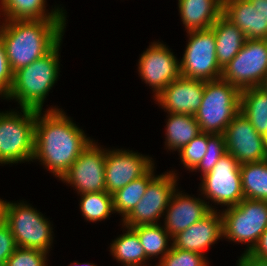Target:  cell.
<instances>
[{"label":"cell","mask_w":267,"mask_h":266,"mask_svg":"<svg viewBox=\"0 0 267 266\" xmlns=\"http://www.w3.org/2000/svg\"><path fill=\"white\" fill-rule=\"evenodd\" d=\"M44 112L37 110L32 162L40 160L61 180L93 140L62 109L54 107Z\"/></svg>","instance_id":"cell-1"},{"label":"cell","mask_w":267,"mask_h":266,"mask_svg":"<svg viewBox=\"0 0 267 266\" xmlns=\"http://www.w3.org/2000/svg\"><path fill=\"white\" fill-rule=\"evenodd\" d=\"M4 21L0 39L13 73L48 54L62 41L66 28V20Z\"/></svg>","instance_id":"cell-2"},{"label":"cell","mask_w":267,"mask_h":266,"mask_svg":"<svg viewBox=\"0 0 267 266\" xmlns=\"http://www.w3.org/2000/svg\"><path fill=\"white\" fill-rule=\"evenodd\" d=\"M61 41L45 56L13 73V83L3 99L18 101L21 108L42 110L48 92L59 74Z\"/></svg>","instance_id":"cell-3"},{"label":"cell","mask_w":267,"mask_h":266,"mask_svg":"<svg viewBox=\"0 0 267 266\" xmlns=\"http://www.w3.org/2000/svg\"><path fill=\"white\" fill-rule=\"evenodd\" d=\"M240 93L236 86L222 79L205 81L202 102L194 115L201 132L224 134L240 112Z\"/></svg>","instance_id":"cell-4"},{"label":"cell","mask_w":267,"mask_h":266,"mask_svg":"<svg viewBox=\"0 0 267 266\" xmlns=\"http://www.w3.org/2000/svg\"><path fill=\"white\" fill-rule=\"evenodd\" d=\"M21 112L0 113L1 164L32 161L37 110L21 108Z\"/></svg>","instance_id":"cell-5"},{"label":"cell","mask_w":267,"mask_h":266,"mask_svg":"<svg viewBox=\"0 0 267 266\" xmlns=\"http://www.w3.org/2000/svg\"><path fill=\"white\" fill-rule=\"evenodd\" d=\"M222 216L223 238L249 243L251 252L267 228V201L244 198L239 204L227 207Z\"/></svg>","instance_id":"cell-6"},{"label":"cell","mask_w":267,"mask_h":266,"mask_svg":"<svg viewBox=\"0 0 267 266\" xmlns=\"http://www.w3.org/2000/svg\"><path fill=\"white\" fill-rule=\"evenodd\" d=\"M4 221L10 227L16 246L48 253L53 242L52 227L36 208L24 202H6Z\"/></svg>","instance_id":"cell-7"},{"label":"cell","mask_w":267,"mask_h":266,"mask_svg":"<svg viewBox=\"0 0 267 266\" xmlns=\"http://www.w3.org/2000/svg\"><path fill=\"white\" fill-rule=\"evenodd\" d=\"M267 75V39H246L237 55L222 68L221 79L240 91L262 86Z\"/></svg>","instance_id":"cell-8"},{"label":"cell","mask_w":267,"mask_h":266,"mask_svg":"<svg viewBox=\"0 0 267 266\" xmlns=\"http://www.w3.org/2000/svg\"><path fill=\"white\" fill-rule=\"evenodd\" d=\"M189 36L182 60V77L213 81L221 79L222 68L216 58V41L213 30L186 31Z\"/></svg>","instance_id":"cell-9"},{"label":"cell","mask_w":267,"mask_h":266,"mask_svg":"<svg viewBox=\"0 0 267 266\" xmlns=\"http://www.w3.org/2000/svg\"><path fill=\"white\" fill-rule=\"evenodd\" d=\"M200 186L204 198L217 205L235 206L244 199L240 164L228 152L219 159L211 171L202 176Z\"/></svg>","instance_id":"cell-10"},{"label":"cell","mask_w":267,"mask_h":266,"mask_svg":"<svg viewBox=\"0 0 267 266\" xmlns=\"http://www.w3.org/2000/svg\"><path fill=\"white\" fill-rule=\"evenodd\" d=\"M177 174L169 171L156 175L145 190L144 196L132 209V211L121 221L125 227H136L139 225L157 224L162 215H166L170 198L177 190Z\"/></svg>","instance_id":"cell-11"},{"label":"cell","mask_w":267,"mask_h":266,"mask_svg":"<svg viewBox=\"0 0 267 266\" xmlns=\"http://www.w3.org/2000/svg\"><path fill=\"white\" fill-rule=\"evenodd\" d=\"M105 159L106 148L92 141L61 180L74 186L78 194L106 191Z\"/></svg>","instance_id":"cell-12"},{"label":"cell","mask_w":267,"mask_h":266,"mask_svg":"<svg viewBox=\"0 0 267 266\" xmlns=\"http://www.w3.org/2000/svg\"><path fill=\"white\" fill-rule=\"evenodd\" d=\"M140 77L155 92L154 98L172 81L181 76L180 62L161 42H153L139 59Z\"/></svg>","instance_id":"cell-13"},{"label":"cell","mask_w":267,"mask_h":266,"mask_svg":"<svg viewBox=\"0 0 267 266\" xmlns=\"http://www.w3.org/2000/svg\"><path fill=\"white\" fill-rule=\"evenodd\" d=\"M226 151L239 164L259 162L267 159L265 136L259 134L249 120L238 113L224 132Z\"/></svg>","instance_id":"cell-14"},{"label":"cell","mask_w":267,"mask_h":266,"mask_svg":"<svg viewBox=\"0 0 267 266\" xmlns=\"http://www.w3.org/2000/svg\"><path fill=\"white\" fill-rule=\"evenodd\" d=\"M153 165L151 157L132 150H106V192L113 195L131 181L143 176Z\"/></svg>","instance_id":"cell-15"},{"label":"cell","mask_w":267,"mask_h":266,"mask_svg":"<svg viewBox=\"0 0 267 266\" xmlns=\"http://www.w3.org/2000/svg\"><path fill=\"white\" fill-rule=\"evenodd\" d=\"M204 90L205 81L180 76L166 86L155 100L167 113L195 115Z\"/></svg>","instance_id":"cell-16"},{"label":"cell","mask_w":267,"mask_h":266,"mask_svg":"<svg viewBox=\"0 0 267 266\" xmlns=\"http://www.w3.org/2000/svg\"><path fill=\"white\" fill-rule=\"evenodd\" d=\"M212 210L215 208L209 205V201L205 202V200L193 198L175 190L165 210L167 215L164 218V229L172 238L202 220Z\"/></svg>","instance_id":"cell-17"},{"label":"cell","mask_w":267,"mask_h":266,"mask_svg":"<svg viewBox=\"0 0 267 266\" xmlns=\"http://www.w3.org/2000/svg\"><path fill=\"white\" fill-rule=\"evenodd\" d=\"M223 237L222 216L217 210H212L202 220L194 223L172 239V247L204 254L219 238Z\"/></svg>","instance_id":"cell-18"},{"label":"cell","mask_w":267,"mask_h":266,"mask_svg":"<svg viewBox=\"0 0 267 266\" xmlns=\"http://www.w3.org/2000/svg\"><path fill=\"white\" fill-rule=\"evenodd\" d=\"M222 14L235 24L247 39H267V26L260 11L248 0H223Z\"/></svg>","instance_id":"cell-19"},{"label":"cell","mask_w":267,"mask_h":266,"mask_svg":"<svg viewBox=\"0 0 267 266\" xmlns=\"http://www.w3.org/2000/svg\"><path fill=\"white\" fill-rule=\"evenodd\" d=\"M187 31L210 29L223 12V0H178Z\"/></svg>","instance_id":"cell-20"},{"label":"cell","mask_w":267,"mask_h":266,"mask_svg":"<svg viewBox=\"0 0 267 266\" xmlns=\"http://www.w3.org/2000/svg\"><path fill=\"white\" fill-rule=\"evenodd\" d=\"M211 29L215 35L216 58L219 66L224 68L245 44V34L223 14Z\"/></svg>","instance_id":"cell-21"},{"label":"cell","mask_w":267,"mask_h":266,"mask_svg":"<svg viewBox=\"0 0 267 266\" xmlns=\"http://www.w3.org/2000/svg\"><path fill=\"white\" fill-rule=\"evenodd\" d=\"M0 1V10L5 16L3 20H66L62 8L54 7L51 12L46 11V0Z\"/></svg>","instance_id":"cell-22"},{"label":"cell","mask_w":267,"mask_h":266,"mask_svg":"<svg viewBox=\"0 0 267 266\" xmlns=\"http://www.w3.org/2000/svg\"><path fill=\"white\" fill-rule=\"evenodd\" d=\"M240 113L249 120L259 134L267 135V91L263 87L241 90Z\"/></svg>","instance_id":"cell-23"},{"label":"cell","mask_w":267,"mask_h":266,"mask_svg":"<svg viewBox=\"0 0 267 266\" xmlns=\"http://www.w3.org/2000/svg\"><path fill=\"white\" fill-rule=\"evenodd\" d=\"M165 145L168 150L180 151L193 138L201 133L194 115L167 113Z\"/></svg>","instance_id":"cell-24"},{"label":"cell","mask_w":267,"mask_h":266,"mask_svg":"<svg viewBox=\"0 0 267 266\" xmlns=\"http://www.w3.org/2000/svg\"><path fill=\"white\" fill-rule=\"evenodd\" d=\"M125 228L127 229L126 233L112 241L111 254L123 266H147L145 264L149 258L146 256L137 233L132 228Z\"/></svg>","instance_id":"cell-25"},{"label":"cell","mask_w":267,"mask_h":266,"mask_svg":"<svg viewBox=\"0 0 267 266\" xmlns=\"http://www.w3.org/2000/svg\"><path fill=\"white\" fill-rule=\"evenodd\" d=\"M244 198L267 201V159L240 165Z\"/></svg>","instance_id":"cell-26"},{"label":"cell","mask_w":267,"mask_h":266,"mask_svg":"<svg viewBox=\"0 0 267 266\" xmlns=\"http://www.w3.org/2000/svg\"><path fill=\"white\" fill-rule=\"evenodd\" d=\"M155 177L154 165L141 177L131 181L113 194L114 213H120L124 219L145 194L148 183Z\"/></svg>","instance_id":"cell-27"},{"label":"cell","mask_w":267,"mask_h":266,"mask_svg":"<svg viewBox=\"0 0 267 266\" xmlns=\"http://www.w3.org/2000/svg\"><path fill=\"white\" fill-rule=\"evenodd\" d=\"M132 229L137 233L139 241L149 259H153V257L159 256V254L162 255L159 257L162 259L170 251L172 245L169 246L168 241H172V239H169L171 236L160 223L139 225L132 227Z\"/></svg>","instance_id":"cell-28"},{"label":"cell","mask_w":267,"mask_h":266,"mask_svg":"<svg viewBox=\"0 0 267 266\" xmlns=\"http://www.w3.org/2000/svg\"><path fill=\"white\" fill-rule=\"evenodd\" d=\"M80 210L85 220L97 222L105 220L114 212L113 195L106 191L80 194Z\"/></svg>","instance_id":"cell-29"},{"label":"cell","mask_w":267,"mask_h":266,"mask_svg":"<svg viewBox=\"0 0 267 266\" xmlns=\"http://www.w3.org/2000/svg\"><path fill=\"white\" fill-rule=\"evenodd\" d=\"M211 133L201 132L180 151V160L189 171H194L207 151L208 138Z\"/></svg>","instance_id":"cell-30"},{"label":"cell","mask_w":267,"mask_h":266,"mask_svg":"<svg viewBox=\"0 0 267 266\" xmlns=\"http://www.w3.org/2000/svg\"><path fill=\"white\" fill-rule=\"evenodd\" d=\"M157 266H208L205 254L171 247Z\"/></svg>","instance_id":"cell-31"},{"label":"cell","mask_w":267,"mask_h":266,"mask_svg":"<svg viewBox=\"0 0 267 266\" xmlns=\"http://www.w3.org/2000/svg\"><path fill=\"white\" fill-rule=\"evenodd\" d=\"M226 144L225 138L223 134H212L208 138L207 151L198 164V166L194 170H198L202 172V176L216 165V163L221 159L225 154Z\"/></svg>","instance_id":"cell-32"},{"label":"cell","mask_w":267,"mask_h":266,"mask_svg":"<svg viewBox=\"0 0 267 266\" xmlns=\"http://www.w3.org/2000/svg\"><path fill=\"white\" fill-rule=\"evenodd\" d=\"M47 254L41 250L17 246L5 266H48Z\"/></svg>","instance_id":"cell-33"},{"label":"cell","mask_w":267,"mask_h":266,"mask_svg":"<svg viewBox=\"0 0 267 266\" xmlns=\"http://www.w3.org/2000/svg\"><path fill=\"white\" fill-rule=\"evenodd\" d=\"M13 83V72L10 68L6 50L0 39V97H6Z\"/></svg>","instance_id":"cell-34"},{"label":"cell","mask_w":267,"mask_h":266,"mask_svg":"<svg viewBox=\"0 0 267 266\" xmlns=\"http://www.w3.org/2000/svg\"><path fill=\"white\" fill-rule=\"evenodd\" d=\"M16 247L10 227L3 221L0 224V266H5L6 260L12 255Z\"/></svg>","instance_id":"cell-35"},{"label":"cell","mask_w":267,"mask_h":266,"mask_svg":"<svg viewBox=\"0 0 267 266\" xmlns=\"http://www.w3.org/2000/svg\"><path fill=\"white\" fill-rule=\"evenodd\" d=\"M237 266H267V259L258 257L251 252H244L238 259Z\"/></svg>","instance_id":"cell-36"},{"label":"cell","mask_w":267,"mask_h":266,"mask_svg":"<svg viewBox=\"0 0 267 266\" xmlns=\"http://www.w3.org/2000/svg\"><path fill=\"white\" fill-rule=\"evenodd\" d=\"M252 254L267 259V228L261 234L258 243L251 251Z\"/></svg>","instance_id":"cell-37"},{"label":"cell","mask_w":267,"mask_h":266,"mask_svg":"<svg viewBox=\"0 0 267 266\" xmlns=\"http://www.w3.org/2000/svg\"><path fill=\"white\" fill-rule=\"evenodd\" d=\"M262 14L265 26H267V0H248Z\"/></svg>","instance_id":"cell-38"},{"label":"cell","mask_w":267,"mask_h":266,"mask_svg":"<svg viewBox=\"0 0 267 266\" xmlns=\"http://www.w3.org/2000/svg\"><path fill=\"white\" fill-rule=\"evenodd\" d=\"M6 202L7 201L0 199V224L4 221Z\"/></svg>","instance_id":"cell-39"},{"label":"cell","mask_w":267,"mask_h":266,"mask_svg":"<svg viewBox=\"0 0 267 266\" xmlns=\"http://www.w3.org/2000/svg\"><path fill=\"white\" fill-rule=\"evenodd\" d=\"M82 264L81 263H77V262H73V263L70 264V266H79V265H81V266H96L93 263L92 264L91 263H82Z\"/></svg>","instance_id":"cell-40"},{"label":"cell","mask_w":267,"mask_h":266,"mask_svg":"<svg viewBox=\"0 0 267 266\" xmlns=\"http://www.w3.org/2000/svg\"><path fill=\"white\" fill-rule=\"evenodd\" d=\"M261 87H263L267 91V75Z\"/></svg>","instance_id":"cell-41"},{"label":"cell","mask_w":267,"mask_h":266,"mask_svg":"<svg viewBox=\"0 0 267 266\" xmlns=\"http://www.w3.org/2000/svg\"><path fill=\"white\" fill-rule=\"evenodd\" d=\"M265 152H266V155H267V135L265 136Z\"/></svg>","instance_id":"cell-42"}]
</instances>
